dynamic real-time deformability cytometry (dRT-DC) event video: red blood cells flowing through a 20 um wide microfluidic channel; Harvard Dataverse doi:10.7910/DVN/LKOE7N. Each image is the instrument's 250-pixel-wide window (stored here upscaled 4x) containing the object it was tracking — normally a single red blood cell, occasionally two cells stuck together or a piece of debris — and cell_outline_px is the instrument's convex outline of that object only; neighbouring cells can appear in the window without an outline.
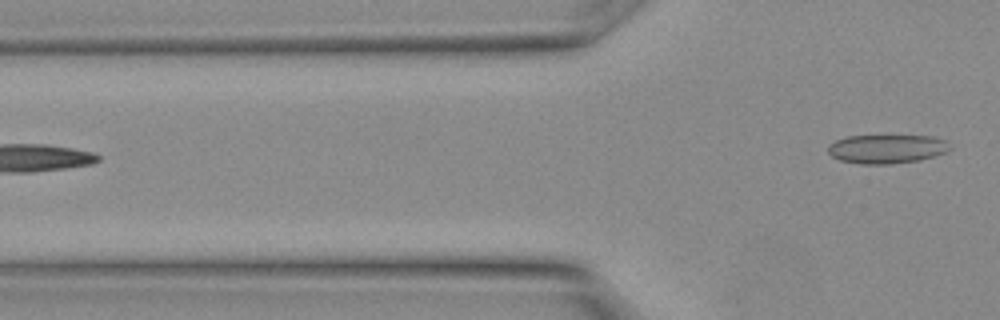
{"species": "Egyptian fruit bat (a non-hibernating species)", "species_latin": "Rousettus aegyptiacus", "temperature_condition": "warm", "stored_images_in_passage": 4, "segment_of_instrument_passage": [2, 2], "camera_frame_rate_fps": 3000, "um_per_image_px": 0.085, "animal": {"sex": "female"}, "frame": {"image": 1, "passage_image": 4, "time_ms": 1.0, "image_size_px": [1000, 320], "cell_outline_px": [[948, 148], [944, 152], [920, 160], [888, 164], [860, 164], [840, 160], [832, 156], [828, 152], [828, 144], [844, 136], [932, 136], [948, 140]], "centroid_in_image_um": [75.32, 12.65], "position_along_channel_um": 50.5, "area_um2": 20.4}}